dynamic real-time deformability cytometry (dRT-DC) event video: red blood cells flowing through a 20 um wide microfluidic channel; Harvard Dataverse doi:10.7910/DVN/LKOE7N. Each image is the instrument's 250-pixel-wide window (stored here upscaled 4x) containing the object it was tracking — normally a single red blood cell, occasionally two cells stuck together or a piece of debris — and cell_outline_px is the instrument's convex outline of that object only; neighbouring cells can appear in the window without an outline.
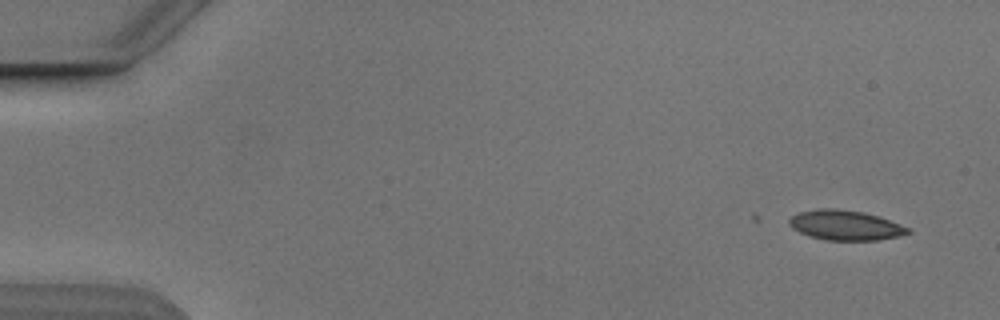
{"species": "Egyptian fruit bat (a non-hibernating species)", "species_latin": "Rousettus aegyptiacus", "temperature_condition": "cold", "stored_images_in_passage": 8, "camera_frame_rate_fps": 3000, "um_per_image_px": 0.085, "animal": {"sex": "male"}, "frame": {"image": 1, "passage_image": 1, "time_ms": 0.0, "image_size_px": [1000, 320], "cell_outline_px": [[912, 232], [896, 236], [876, 240], [828, 240], [808, 236], [792, 228], [788, 224], [788, 220], [792, 216], [800, 212], [816, 208], [836, 208], [864, 212], [880, 216], [912, 228]], "centroid_in_image_um": [71.86, 19.13], "position_along_channel_um": 13.1, "area_um2": 20.87}}
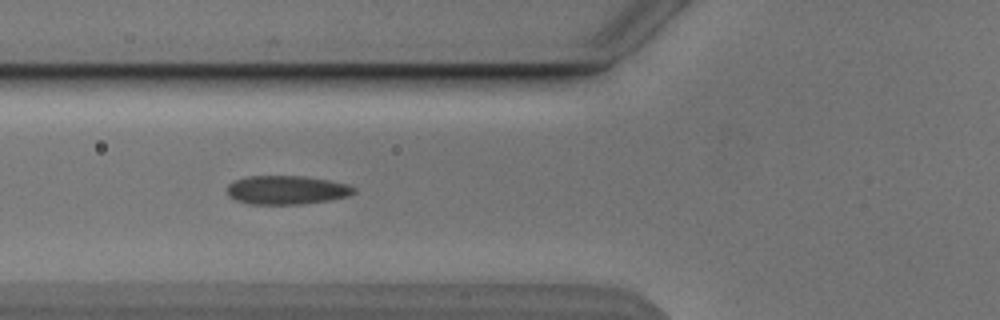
{"frame": {"image": 2, "passage_image": 6, "time_ms": 5.667, "image_size_px": [1000, 320], "cell_outline_px": [[356, 192], [348, 196], [328, 200], [300, 204], [248, 204], [236, 200], [228, 196], [228, 184], [236, 180], [248, 176], [304, 176], [328, 180], [348, 184], [356, 188]], "centroid_in_image_um": [24.37, 16.15], "position_along_channel_um": 101.4, "area_um2": 21.21}}
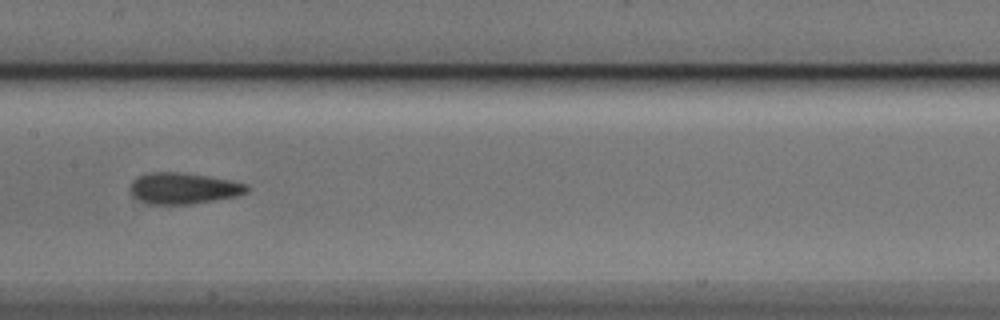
{"frame": {"image": 3, "passage_image": 8, "time_ms": 8.0, "image_size_px": [1000, 320], "cell_outline_px": [[248, 192], [236, 196], [192, 204], [148, 204], [132, 196], [128, 192], [128, 188], [132, 180], [140, 176], [152, 172], [180, 172], [208, 176], [248, 184]], "centroid_in_image_um": [15.55, 16.01], "position_along_channel_um": 191.9, "area_um2": 21.27}}